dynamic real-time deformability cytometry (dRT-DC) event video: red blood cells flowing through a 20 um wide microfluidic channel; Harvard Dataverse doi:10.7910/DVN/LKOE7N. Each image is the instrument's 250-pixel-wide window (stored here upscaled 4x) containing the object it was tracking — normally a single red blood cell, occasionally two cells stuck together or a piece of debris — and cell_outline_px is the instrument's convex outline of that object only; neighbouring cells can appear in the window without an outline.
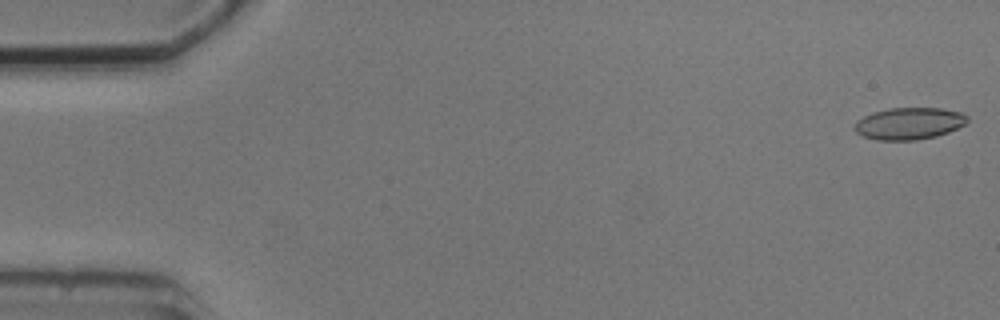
{"species": "common noctule bat (a hibernating species)", "species_latin": "Nyctalus noctula", "temperature_condition": "cold", "stored_images_in_passage": 5, "camera_frame_rate_fps": 3000, "um_per_image_px": 0.085, "animal": {"sex": "male", "body_mass_g": 20.5, "forearm_length_mm": 52.5}, "frame": {"image": 1, "passage_image": 1, "time_ms": 0.0, "image_size_px": [1000, 320], "cell_outline_px": [[968, 120], [964, 124], [948, 132], [936, 136], [916, 140], [876, 140], [864, 136], [856, 132], [852, 128], [856, 120], [872, 112], [888, 108], [944, 108], [960, 112], [968, 116]], "centroid_in_image_um": [77.24, 10.49], "position_along_channel_um": 7.8, "area_um2": 21.1}}